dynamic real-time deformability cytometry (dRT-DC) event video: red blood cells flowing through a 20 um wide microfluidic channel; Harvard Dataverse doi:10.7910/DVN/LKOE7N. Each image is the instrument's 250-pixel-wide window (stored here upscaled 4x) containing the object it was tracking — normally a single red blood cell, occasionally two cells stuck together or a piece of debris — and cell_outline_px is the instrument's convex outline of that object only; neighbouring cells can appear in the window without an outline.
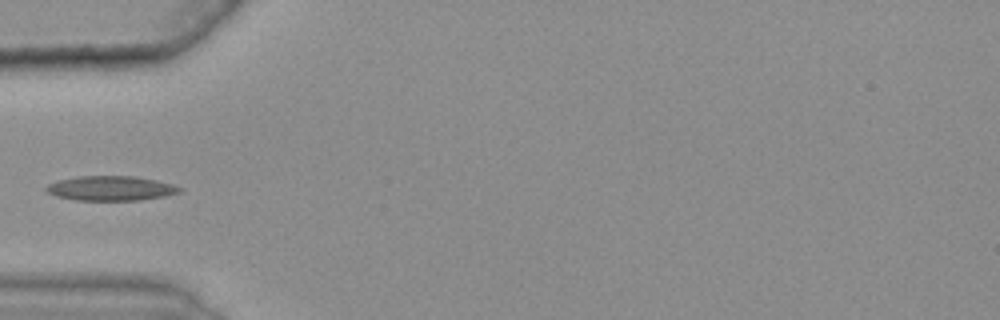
{"species": "common noctule bat (a hibernating species)", "species_latin": "Nyctalus noctula", "temperature_condition": "warm", "stored_images_in_passage": 27, "camera_frame_rate_fps": 3000, "um_per_image_px": 0.085, "animal": {"sex": "female", "body_mass_g": 25.1}, "frame": {"image": 1, "passage_image": 1, "time_ms": 0.0, "image_size_px": [1000, 320], "cell_outline_px": [[180, 192], [168, 196], [140, 200], [76, 200], [56, 196], [48, 192], [44, 188], [48, 184], [56, 180], [80, 176], [132, 176], [156, 180], [172, 184], [180, 188]], "centroid_in_image_um": [9.4, 16.0], "position_along_channel_um": 75.6, "area_um2": 19.13}}
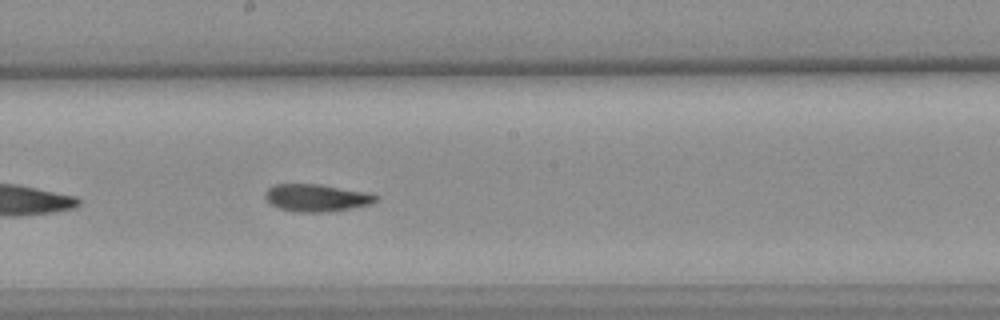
{"frame": {"image": 2, "passage_image": 13, "time_ms": 4.0, "image_size_px": [1000, 320], "cell_outline_px": [[380, 196], [372, 204], [352, 208], [328, 212], [296, 212], [280, 208], [272, 204], [264, 196], [264, 192], [272, 184], [320, 184], [364, 192]], "centroid_in_image_um": [26.89, 16.81], "position_along_channel_um": 221.3, "area_um2": 17.63}}
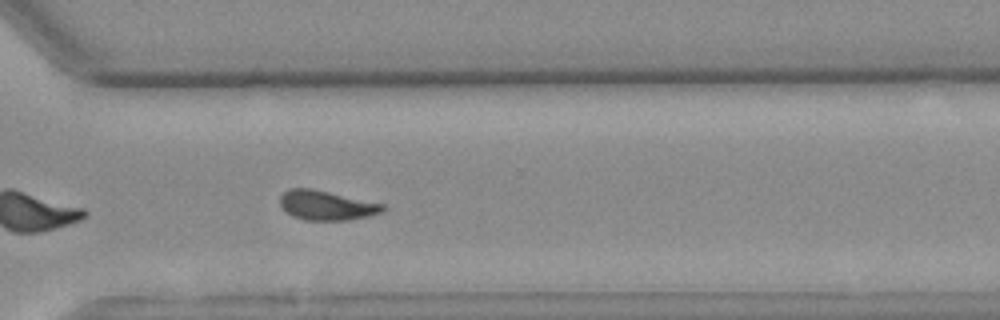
{"frame": {"image": 3, "passage_image": 23, "time_ms": 7.333, "image_size_px": [1000, 320], "cell_outline_px": [[384, 208], [380, 212], [372, 216], [348, 220], [304, 220], [292, 216], [284, 212], [280, 204], [280, 196], [284, 192], [292, 188], [312, 188], [384, 204]], "centroid_in_image_um": [27.72, 17.46], "position_along_channel_um": 342.9, "area_um2": 17.74}}